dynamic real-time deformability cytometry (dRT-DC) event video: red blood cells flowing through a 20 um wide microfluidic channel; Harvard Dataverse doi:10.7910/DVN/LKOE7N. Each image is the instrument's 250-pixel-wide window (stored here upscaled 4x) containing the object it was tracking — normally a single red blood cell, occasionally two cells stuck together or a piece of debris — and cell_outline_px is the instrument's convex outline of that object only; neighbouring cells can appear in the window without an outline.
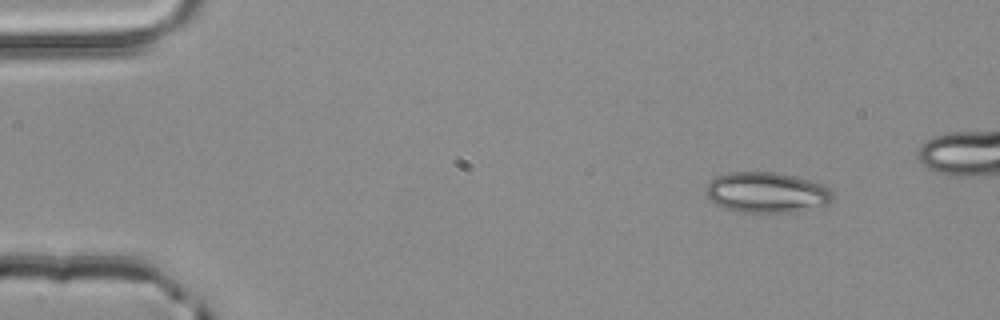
{"species": "common noctule bat (a hibernating species)", "species_latin": "Nyctalus noctula", "temperature_condition": "room temperature", "stored_images_in_passage": 4, "camera_frame_rate_fps": 3000, "um_per_image_px": 0.085, "animal": {"sex": "male", "body_mass_g": 20.4}, "frame": {"image": 1, "passage_image": 1, "time_ms": 0.0, "image_size_px": [1000, 320], "cell_outline_px": [[832, 200], [828, 204], [800, 212], [740, 212], [724, 208], [716, 204], [708, 196], [708, 184], [716, 176], [728, 172], [776, 172], [796, 176], [824, 184], [832, 192]], "centroid_in_image_um": [65.22, 16.36], "position_along_channel_um": 19.8, "area_um2": 30.0}}